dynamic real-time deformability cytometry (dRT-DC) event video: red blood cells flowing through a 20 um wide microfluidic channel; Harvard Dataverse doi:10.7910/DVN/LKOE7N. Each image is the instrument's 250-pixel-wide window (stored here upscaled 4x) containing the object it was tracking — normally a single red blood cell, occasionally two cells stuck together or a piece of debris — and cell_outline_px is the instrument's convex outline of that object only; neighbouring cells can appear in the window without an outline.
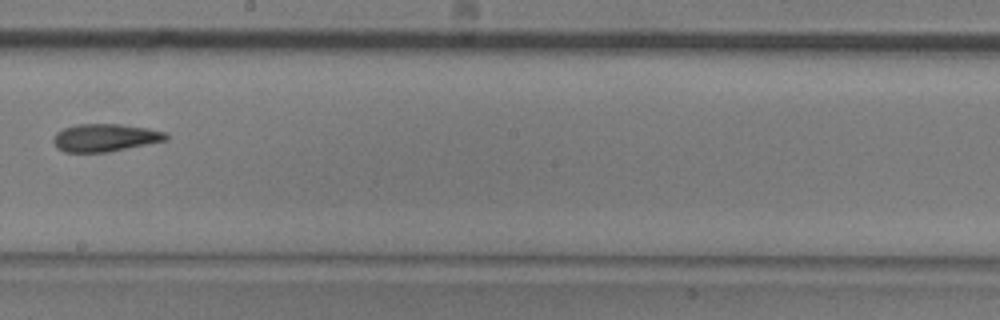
{"species": "common noctule bat (a hibernating species)", "species_latin": "Nyctalus noctula", "temperature_condition": "room temperature", "stored_images_in_passage": 9, "camera_frame_rate_fps": 3000, "um_per_image_px": 0.085, "animal": {"sex": "male", "body_mass_g": 20.5, "forearm_length_mm": 52.5}, "frame": {"image": 1, "passage_image": 9, "time_ms": 2.667, "image_size_px": [1000, 320], "cell_outline_px": [[168, 140], [104, 152], [64, 152], [56, 148], [52, 140], [56, 132], [64, 128], [76, 124], [120, 124], [148, 128], [168, 132]], "centroid_in_image_um": [8.92, 11.69], "position_along_channel_um": 239.3, "area_um2": 18.21}}